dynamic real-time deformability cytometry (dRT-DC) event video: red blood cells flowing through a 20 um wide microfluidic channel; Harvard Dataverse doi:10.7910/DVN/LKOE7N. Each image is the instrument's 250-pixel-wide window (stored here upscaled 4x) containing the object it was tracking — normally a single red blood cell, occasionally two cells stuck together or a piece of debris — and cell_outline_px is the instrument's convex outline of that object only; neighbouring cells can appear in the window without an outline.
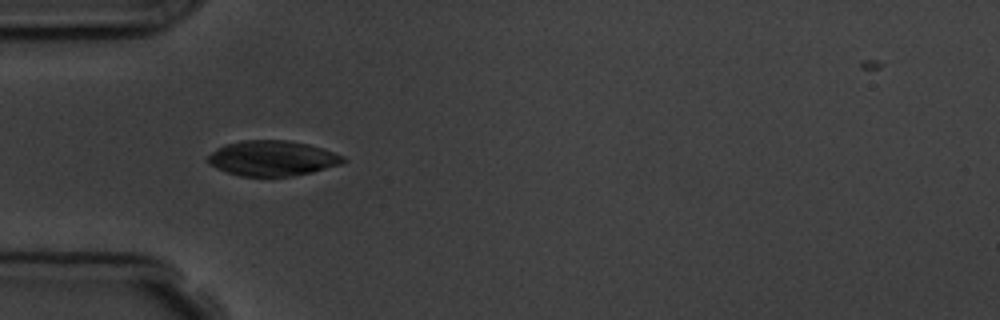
{"species": "common noctule bat (a hibernating species)", "species_latin": "Nyctalus noctula", "temperature_condition": "room temperature", "stored_images_in_passage": 4, "camera_frame_rate_fps": 3000, "um_per_image_px": 0.085, "animal": {"sex": "male", "body_mass_g": 19.5, "forearm_length_mm": 54.6}, "frame": {"image": 1, "passage_image": 4, "time_ms": 3.667, "image_size_px": [1000, 320], "cell_outline_px": [[348, 160], [340, 164], [312, 172], [292, 176], [240, 176], [216, 168], [208, 164], [204, 160], [216, 148], [224, 144], [244, 140], [288, 140], [308, 144], [324, 148], [344, 156]], "centroid_in_image_um": [23.13, 13.44], "position_along_channel_um": 61.9, "area_um2": 27.98}}